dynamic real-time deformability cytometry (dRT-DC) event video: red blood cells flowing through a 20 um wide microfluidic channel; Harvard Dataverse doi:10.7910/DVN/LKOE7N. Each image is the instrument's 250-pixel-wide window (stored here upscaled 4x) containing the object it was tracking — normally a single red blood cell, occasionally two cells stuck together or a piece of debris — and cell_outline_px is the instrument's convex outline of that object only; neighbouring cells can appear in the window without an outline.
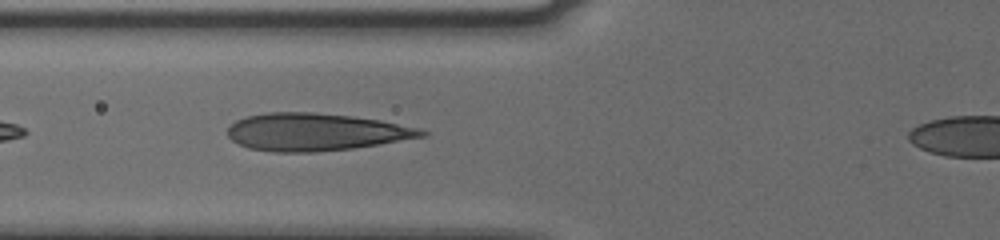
{"species": "human", "species_latin": "Homo sapiens", "temperature_condition": "cold", "stored_images_in_passage": 5, "camera_frame_rate_fps": 3000, "um_per_image_px": 0.085, "donor": {"sex": "male"}, "frame": {"image": 1, "passage_image": 4, "time_ms": 1.0, "image_size_px": [1000, 240], "cell_outline_px": [[428, 132], [424, 136], [380, 144], [352, 148], [316, 152], [272, 152], [248, 148], [232, 140], [228, 136], [228, 128], [236, 120], [248, 116], [268, 112], [312, 112], [352, 116], [380, 120], [420, 128]], "centroid_in_image_um": [26.82, 11.22], "position_along_channel_um": 99.0, "area_um2": 42.25}}
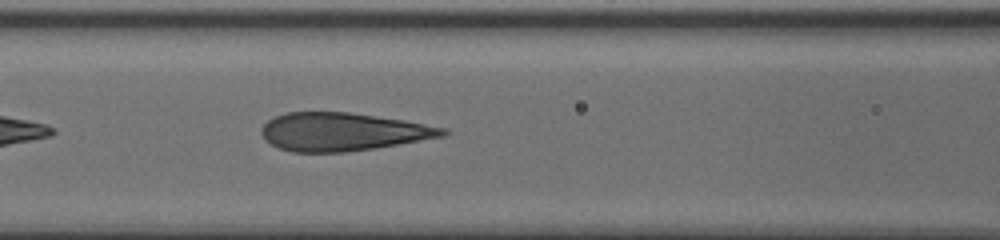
{"frame": {"image": 2, "passage_image": 5, "time_ms": 1.333, "image_size_px": [1000, 240], "cell_outline_px": [[448, 132], [444, 136], [376, 148], [344, 152], [292, 152], [280, 148], [264, 140], [260, 132], [260, 128], [268, 120], [276, 116], [288, 112], [348, 112], [404, 120], [448, 128]], "centroid_in_image_um": [29.12, 11.2], "position_along_channel_um": 137.5, "area_um2": 40.23}}